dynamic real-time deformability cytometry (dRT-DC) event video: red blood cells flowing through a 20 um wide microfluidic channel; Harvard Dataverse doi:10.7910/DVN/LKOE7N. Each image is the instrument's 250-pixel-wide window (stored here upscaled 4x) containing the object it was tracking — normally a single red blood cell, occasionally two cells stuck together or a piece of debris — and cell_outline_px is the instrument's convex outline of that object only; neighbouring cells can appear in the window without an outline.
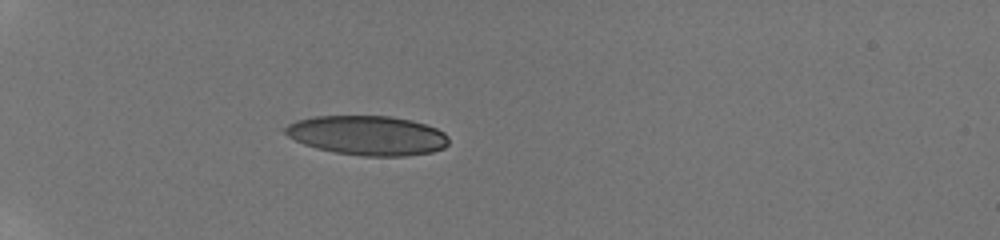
{"species": "human", "species_latin": "Homo sapiens", "temperature_condition": "room temperature", "stored_images_in_passage": 13, "camera_frame_rate_fps": 3000, "um_per_image_px": 0.085, "donor": {"sex": "male"}, "frame": {"image": 1, "passage_image": 8, "time_ms": 3.667, "image_size_px": [1000, 240], "cell_outline_px": [[448, 144], [444, 148], [432, 152], [404, 156], [364, 156], [336, 152], [316, 148], [304, 144], [288, 136], [284, 132], [284, 128], [288, 124], [296, 120], [316, 116], [392, 116], [412, 120], [436, 128], [444, 132], [448, 136]], "centroid_in_image_um": [31.25, 11.5], "position_along_channel_um": 53.8, "area_um2": 37.63}}
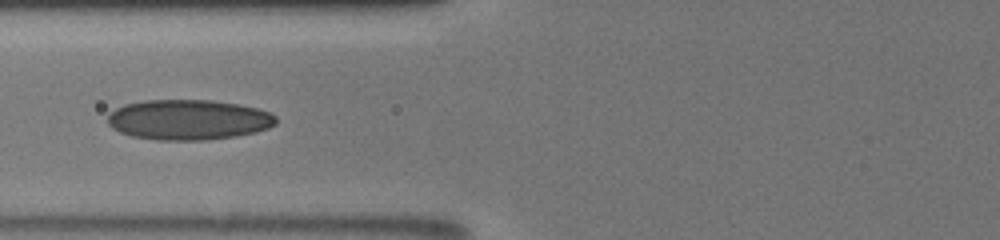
{"frame": {"image": 2, "passage_image": 11, "time_ms": 6.0, "image_size_px": [1000, 240], "cell_outline_px": [[276, 124], [268, 128], [256, 132], [236, 136], [204, 140], [160, 140], [132, 136], [120, 132], [112, 128], [108, 124], [108, 116], [116, 108], [124, 104], [144, 100], [212, 100], [236, 104], [256, 108], [268, 112], [276, 116]], "centroid_in_image_um": [16.01, 10.18], "position_along_channel_um": 109.8, "area_um2": 39.42}}
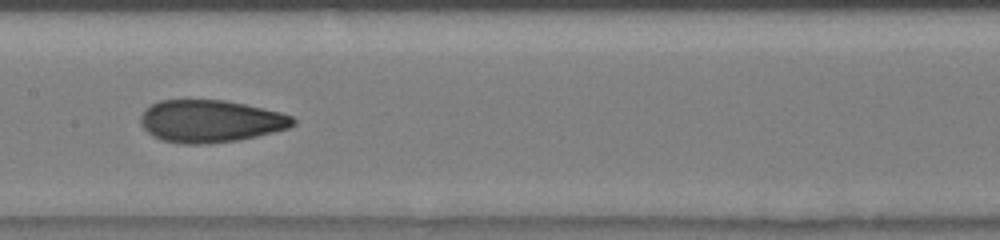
{"frame": {"image": 3, "passage_image": 13, "time_ms": 8.0, "image_size_px": [1000, 240], "cell_outline_px": [[296, 124], [288, 128], [256, 136], [236, 140], [208, 144], [184, 144], [160, 140], [152, 136], [140, 124], [140, 116], [144, 108], [160, 100], [224, 100], [244, 104], [280, 112], [292, 116], [296, 120]], "centroid_in_image_um": [17.85, 10.3], "position_along_channel_um": 189.5, "area_um2": 37.69}}